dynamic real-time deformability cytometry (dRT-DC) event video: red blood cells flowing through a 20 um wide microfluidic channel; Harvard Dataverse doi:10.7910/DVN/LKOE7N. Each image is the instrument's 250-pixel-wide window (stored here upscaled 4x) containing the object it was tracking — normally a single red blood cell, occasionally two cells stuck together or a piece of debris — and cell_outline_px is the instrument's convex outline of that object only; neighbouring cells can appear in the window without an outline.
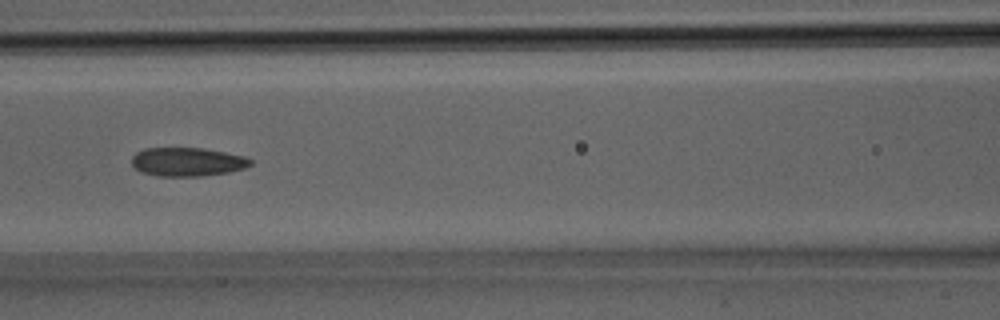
{"species": "Egyptian fruit bat (a non-hibernating species)", "species_latin": "Rousettus aegyptiacus", "temperature_condition": "room temperature", "stored_images_in_passage": 19, "camera_frame_rate_fps": 3000, "um_per_image_px": 0.085, "animal": {"sex": "male"}, "frame": {"image": 1, "passage_image": 14, "time_ms": 4.333, "image_size_px": [1000, 320], "cell_outline_px": [[252, 164], [244, 168], [228, 172], [204, 176], [156, 176], [140, 172], [132, 164], [132, 156], [136, 152], [144, 148], [204, 148], [244, 156], [252, 160]], "centroid_in_image_um": [15.91, 13.76], "position_along_channel_um": 150.7, "area_um2": 19.94}}
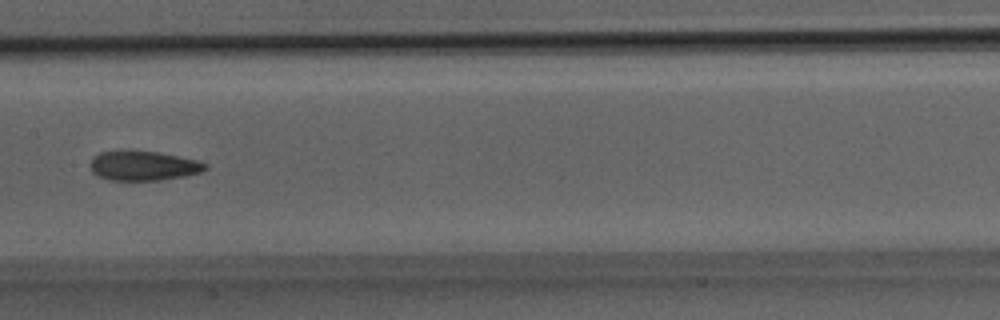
{"frame": {"image": 2, "passage_image": 16, "time_ms": 5.0, "image_size_px": [1000, 320], "cell_outline_px": [[208, 168], [200, 172], [184, 176], [160, 180], [108, 180], [96, 176], [92, 172], [88, 164], [92, 156], [100, 152], [160, 152], [196, 160], [208, 164]], "centroid_in_image_um": [12.15, 14.11], "position_along_channel_um": 195.3, "area_um2": 19.71}}